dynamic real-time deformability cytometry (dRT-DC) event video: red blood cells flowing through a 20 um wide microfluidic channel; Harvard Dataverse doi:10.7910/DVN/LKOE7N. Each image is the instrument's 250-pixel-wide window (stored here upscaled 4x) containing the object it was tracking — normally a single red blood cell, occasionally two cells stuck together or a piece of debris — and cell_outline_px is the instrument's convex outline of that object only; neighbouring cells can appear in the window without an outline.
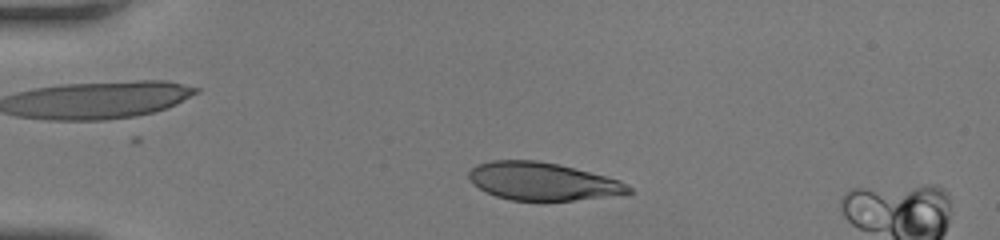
{"species": "human", "species_latin": "Homo sapiens", "temperature_condition": "room temperature", "stored_images_in_passage": 36, "camera_frame_rate_fps": 3000, "um_per_image_px": 0.085, "donor": {"sex": "female"}, "frame": {"image": 1, "passage_image": 6, "time_ms": 1.667, "image_size_px": [1000, 240], "cell_outline_px": [[632, 192], [628, 196], [572, 200], [512, 200], [496, 196], [472, 184], [468, 176], [468, 172], [476, 164], [492, 160], [536, 160], [556, 164], [620, 180], [628, 184], [632, 188]], "centroid_in_image_um": [46.18, 15.43], "position_along_channel_um": 38.8, "area_um2": 35.32}}
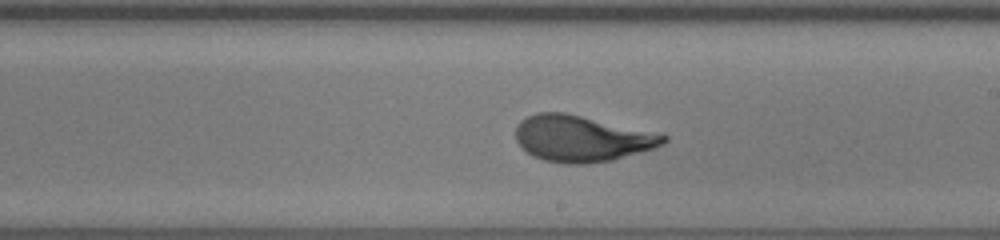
{"frame": {"image": 2, "passage_image": 24, "time_ms": 7.667, "image_size_px": [1000, 240], "cell_outline_px": [[668, 140], [664, 144], [652, 148], [612, 160], [588, 164], [568, 164], [544, 160], [532, 156], [516, 140], [516, 128], [520, 120], [536, 112], [564, 112], [668, 136]], "centroid_in_image_um": [49.39, 11.78], "position_along_channel_um": 239.6, "area_um2": 39.13}}
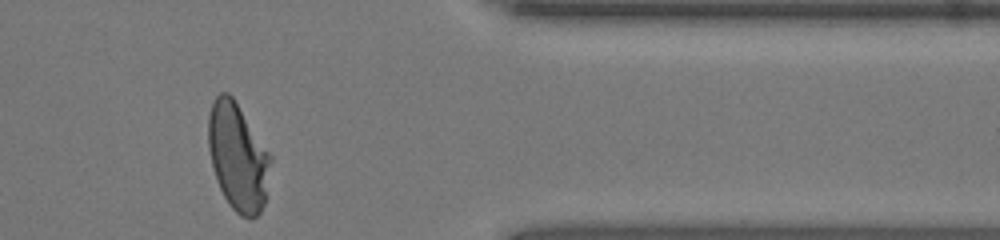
{"frame": {"image": 3, "passage_image": 36, "time_ms": 11.667, "image_size_px": [1000, 240], "cell_outline_px": [[272, 160], [264, 204], [260, 212], [256, 216], [240, 216], [228, 204], [216, 180], [208, 148], [208, 116], [212, 100], [220, 92], [228, 92], [232, 96], [272, 156]], "centroid_in_image_um": [20.21, 13.31], "position_along_channel_um": 391.2, "area_um2": 38.9}, "authors_computed_cell_mechanics": {"area_um2": 38.9283, "velocity_mm_per_s": 4.1825, "shape_relaxation_time_tau1_ms": 3.686, "shape_relaxation_time_tau2_ms": null, "deformation_change_tau1": 0.2117, "deformation_change_tau2": null}}